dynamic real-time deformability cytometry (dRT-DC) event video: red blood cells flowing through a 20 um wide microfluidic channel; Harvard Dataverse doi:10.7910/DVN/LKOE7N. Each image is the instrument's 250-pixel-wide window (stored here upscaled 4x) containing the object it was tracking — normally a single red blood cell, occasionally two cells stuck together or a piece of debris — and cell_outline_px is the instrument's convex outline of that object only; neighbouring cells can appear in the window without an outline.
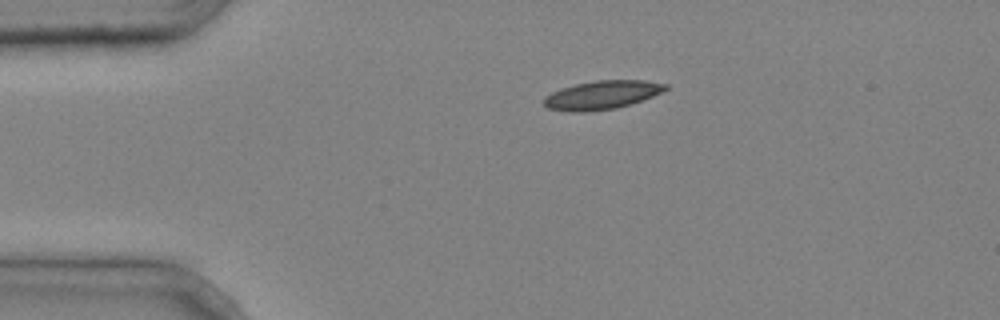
{"species": "common noctule bat (a hibernating species)", "species_latin": "Nyctalus noctula", "temperature_condition": "cold", "stored_images_in_passage": 3, "camera_frame_rate_fps": 3000, "um_per_image_px": 0.085, "animal": {"sex": "male", "body_mass_g": 20.4}, "frame": {"image": 1, "passage_image": 1, "time_ms": 0.0, "image_size_px": [1000, 320], "cell_outline_px": [[668, 88], [652, 96], [616, 108], [584, 112], [564, 112], [548, 108], [544, 104], [544, 96], [560, 88], [576, 84], [596, 80], [644, 80], [668, 84]], "centroid_in_image_um": [51.11, 8.07], "position_along_channel_um": 33.9, "area_um2": 20.17}}